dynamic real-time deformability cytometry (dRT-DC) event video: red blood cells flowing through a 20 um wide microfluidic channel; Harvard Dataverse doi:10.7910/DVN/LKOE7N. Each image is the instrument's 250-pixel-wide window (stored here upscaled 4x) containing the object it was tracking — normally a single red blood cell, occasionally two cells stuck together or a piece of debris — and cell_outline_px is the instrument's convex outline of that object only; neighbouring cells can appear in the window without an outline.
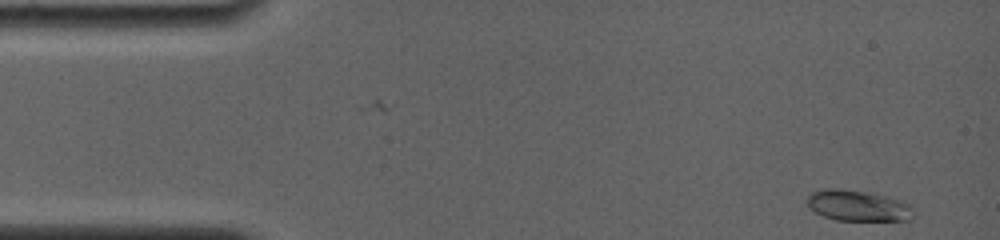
{"species": "common noctule bat (a hibernating species)", "species_latin": "Nyctalus noctula", "temperature_condition": "room temperature", "stored_images_in_passage": 53, "camera_frame_rate_fps": 4000, "um_per_image_px": 0.085, "animal": {"sex": "female", "body_mass_g": 19.0, "forearm_length_mm": 56.7}, "frame": {"image": 1, "passage_image": 1, "time_ms": 0.0, "image_size_px": [1000, 240], "cell_outline_px": [[912, 208], [908, 220], [836, 220], [824, 216], [816, 212], [804, 200], [812, 192], [824, 188], [840, 188], [888, 196], [904, 200], [912, 204]], "centroid_in_image_um": [72.91, 17.46], "position_along_channel_um": 12.1, "area_um2": 19.07}}
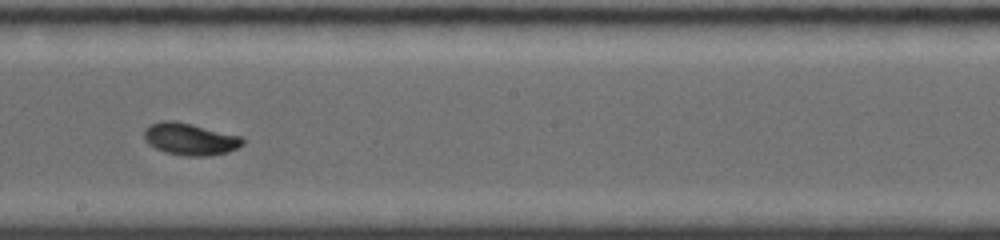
{"frame": {"image": 2, "passage_image": 24, "time_ms": 8.5, "image_size_px": [1000, 240], "cell_outline_px": [[244, 144], [228, 152], [208, 156], [184, 156], [164, 152], [148, 144], [144, 140], [144, 128], [148, 124], [160, 120], [176, 120], [240, 136], [244, 140]], "centroid_in_image_um": [16.1, 11.81], "position_along_channel_um": 232.1, "area_um2": 18.61}}
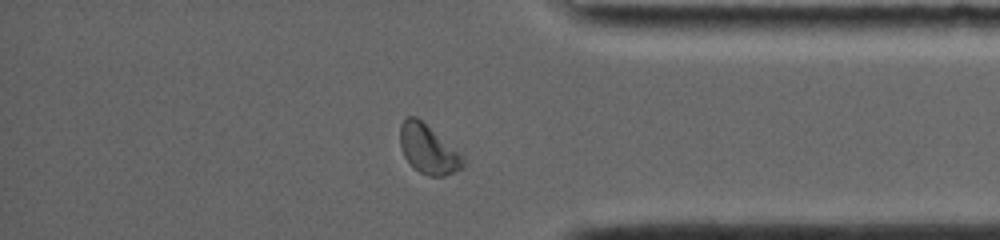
{"frame": {"image": 3, "passage_image": 45, "time_ms": 13.0, "image_size_px": [1000, 240], "cell_outline_px": [[464, 168], [444, 176], [428, 176], [420, 172], [404, 156], [400, 148], [400, 124], [408, 116], [416, 116], [464, 152]], "centroid_in_image_um": [36.46, 12.66], "position_along_channel_um": 398.7, "area_um2": 18.5}, "authors_computed_cell_mechanics": {"area_um2": 17.918, "velocity_mm_per_s": 3.808, "shape_relaxation_time_tau1_ms": 2.1899, "shape_relaxation_time_tau2_ms": null, "deformation_change_tau1": 0.1402, "deformation_change_tau2": null}}